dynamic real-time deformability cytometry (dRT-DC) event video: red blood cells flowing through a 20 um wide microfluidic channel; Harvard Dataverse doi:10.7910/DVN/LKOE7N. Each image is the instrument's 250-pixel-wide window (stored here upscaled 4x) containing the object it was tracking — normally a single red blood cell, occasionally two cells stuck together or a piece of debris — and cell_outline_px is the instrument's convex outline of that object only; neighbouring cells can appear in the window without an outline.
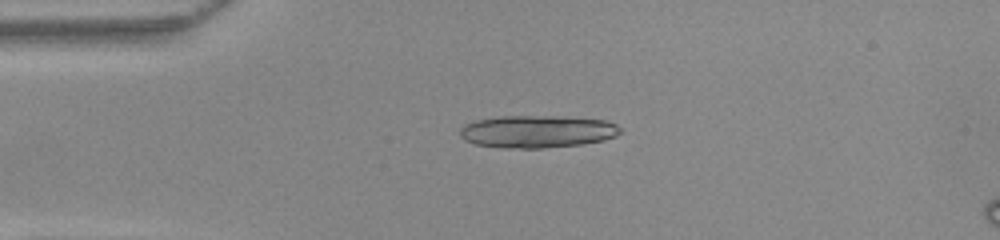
{"species": "common noctule bat (a hibernating species)", "species_latin": "Nyctalus noctula", "temperature_condition": "warm", "stored_images_in_passage": 14, "camera_frame_rate_fps": 3000, "um_per_image_px": 0.085, "animal": {"sex": "female", "body_mass_g": 22.0, "forearm_length_mm": 56.7}, "frame": {"image": 1, "passage_image": 7, "time_ms": 2.0, "image_size_px": [1000, 240], "cell_outline_px": [[620, 132], [616, 136], [604, 140], [580, 144], [540, 148], [504, 148], [476, 144], [464, 140], [460, 136], [460, 128], [464, 124], [476, 120], [496, 116], [552, 116], [604, 120], [616, 124], [620, 128]], "centroid_in_image_um": [45.62, 11.18], "position_along_channel_um": 39.4, "area_um2": 30.23}}